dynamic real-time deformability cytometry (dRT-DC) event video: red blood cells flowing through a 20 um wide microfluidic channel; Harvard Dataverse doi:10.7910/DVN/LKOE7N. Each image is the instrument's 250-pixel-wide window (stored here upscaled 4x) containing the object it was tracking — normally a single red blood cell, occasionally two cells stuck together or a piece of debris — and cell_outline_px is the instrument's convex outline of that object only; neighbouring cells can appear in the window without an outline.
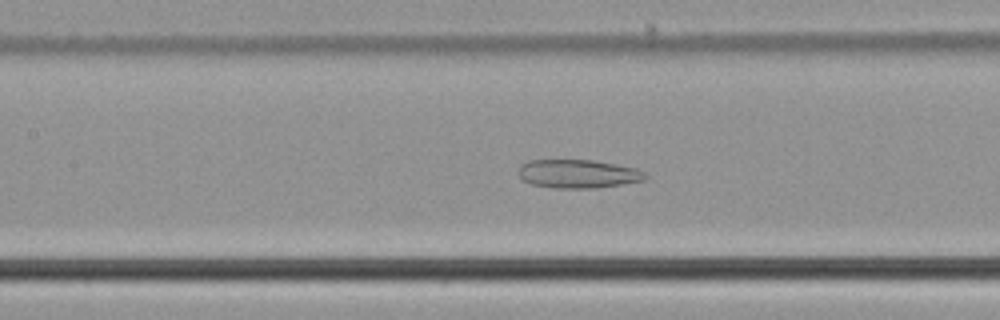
{"species": "common noctule bat (a hibernating species)", "species_latin": "Nyctalus noctula", "temperature_condition": "cold", "stored_images_in_passage": 46, "camera_frame_rate_fps": 3000, "um_per_image_px": 0.085, "animal": {"sex": "male", "body_mass_g": 21.5, "forearm_length_mm": 52.0}, "frame": {"image": 1, "passage_image": 16, "time_ms": 5.0, "image_size_px": [1000, 320], "cell_outline_px": [[648, 176], [644, 180], [596, 188], [552, 188], [532, 184], [524, 180], [516, 172], [520, 164], [528, 160], [592, 160], [616, 164], [636, 168], [644, 172]], "centroid_in_image_um": [49.09, 14.77], "position_along_channel_um": 158.3, "area_um2": 21.15}}
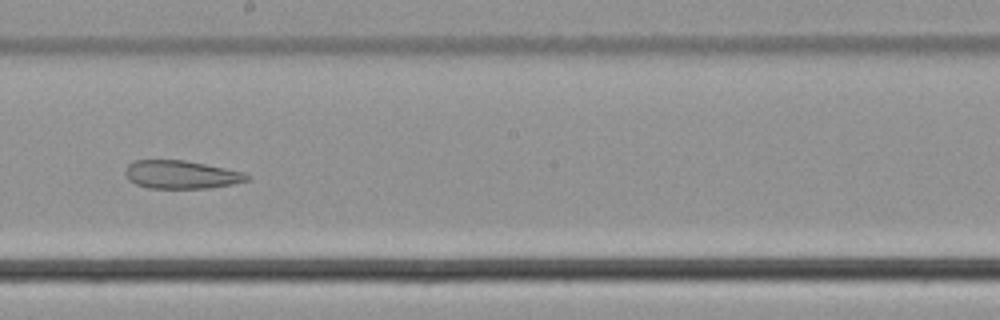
{"frame": {"image": 2, "passage_image": 22, "time_ms": 7.0, "image_size_px": [1000, 320], "cell_outline_px": [[252, 176], [248, 180], [232, 184], [208, 188], [148, 188], [136, 184], [128, 180], [124, 172], [128, 164], [136, 160], [184, 160], [244, 172]], "centroid_in_image_um": [15.39, 14.84], "position_along_channel_um": 232.8, "area_um2": 19.94}}
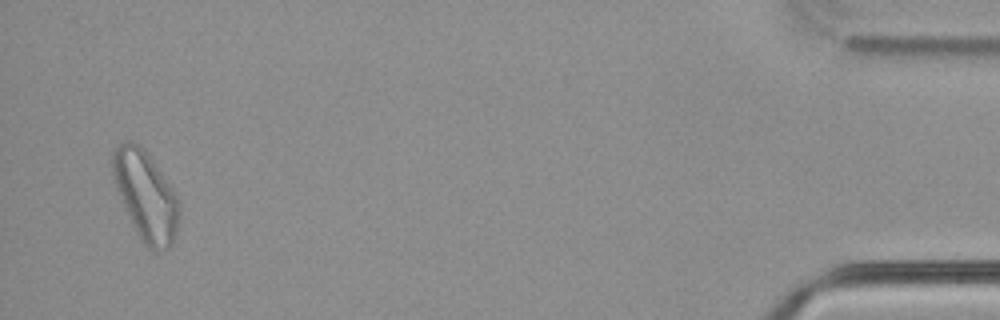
{"frame": {"image": 3, "passage_image": 44, "time_ms": 14.333, "image_size_px": [1000, 320], "cell_outline_px": [[180, 216], [176, 236], [172, 244], [168, 248], [156, 252], [148, 248], [144, 244], [132, 224], [128, 216], [116, 188], [112, 176], [112, 152], [124, 140], [132, 140], [148, 156], [172, 188], [176, 196], [180, 208]], "centroid_in_image_um": [12.38, 16.69], "position_along_channel_um": 422.8, "area_um2": 34.16}}